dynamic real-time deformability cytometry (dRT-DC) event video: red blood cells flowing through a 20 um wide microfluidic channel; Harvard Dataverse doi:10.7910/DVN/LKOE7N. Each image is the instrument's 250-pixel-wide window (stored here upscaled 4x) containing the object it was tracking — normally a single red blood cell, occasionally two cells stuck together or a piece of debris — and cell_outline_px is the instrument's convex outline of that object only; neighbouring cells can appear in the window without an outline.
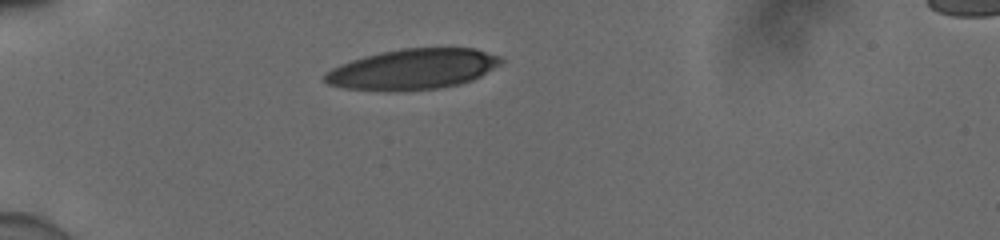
{"species": "human", "species_latin": "Homo sapiens", "temperature_condition": "cold", "stored_images_in_passage": 22, "camera_frame_rate_fps": 3000, "um_per_image_px": 0.085, "donor": {"sex": "male"}, "frame": {"image": 1, "passage_image": 1, "time_ms": 0.0, "image_size_px": [1000, 240], "cell_outline_px": [[504, 60], [500, 64], [480, 76], [472, 80], [460, 84], [440, 88], [344, 88], [328, 84], [324, 80], [324, 76], [332, 68], [340, 64], [364, 56], [380, 52], [404, 48], [476, 48], [500, 56]], "centroid_in_image_um": [35.16, 5.83], "position_along_channel_um": 49.8, "area_um2": 40.34}}
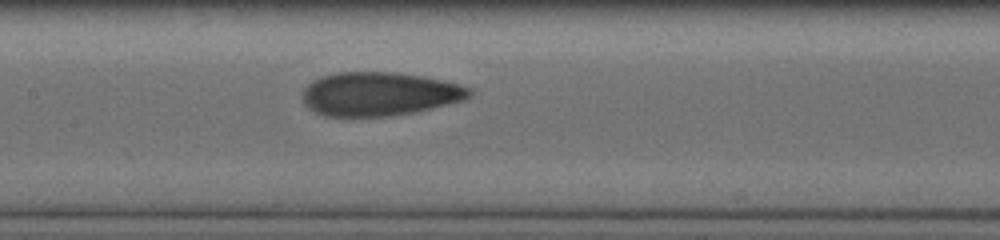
{"frame": {"image": 2, "passage_image": 13, "time_ms": 4.0, "image_size_px": [1000, 240], "cell_outline_px": [[472, 96], [464, 100], [412, 112], [392, 116], [324, 116], [308, 108], [304, 104], [300, 96], [304, 88], [312, 80], [320, 76], [336, 72], [396, 72], [424, 76], [460, 84], [472, 88]], "centroid_in_image_um": [32.21, 7.97], "position_along_channel_um": 175.2, "area_um2": 42.83}}
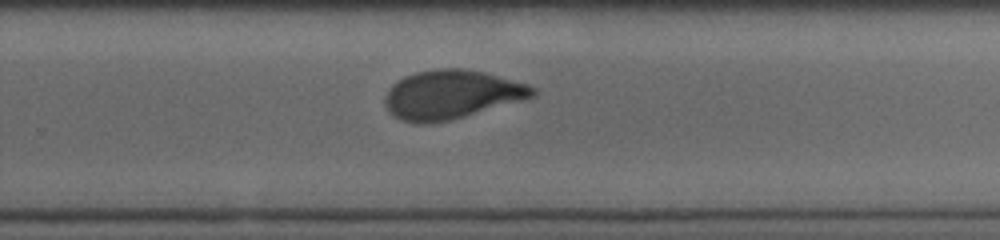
{"frame": {"image": 3, "passage_image": 22, "time_ms": 7.0, "image_size_px": [1000, 240], "cell_outline_px": [[536, 92], [532, 96], [448, 120], [420, 124], [400, 120], [392, 116], [384, 100], [384, 96], [392, 84], [404, 76], [416, 72], [436, 68], [464, 68], [484, 72], [528, 84], [536, 88]], "centroid_in_image_um": [38.3, 8.01], "position_along_channel_um": 291.5, "area_um2": 41.33}}